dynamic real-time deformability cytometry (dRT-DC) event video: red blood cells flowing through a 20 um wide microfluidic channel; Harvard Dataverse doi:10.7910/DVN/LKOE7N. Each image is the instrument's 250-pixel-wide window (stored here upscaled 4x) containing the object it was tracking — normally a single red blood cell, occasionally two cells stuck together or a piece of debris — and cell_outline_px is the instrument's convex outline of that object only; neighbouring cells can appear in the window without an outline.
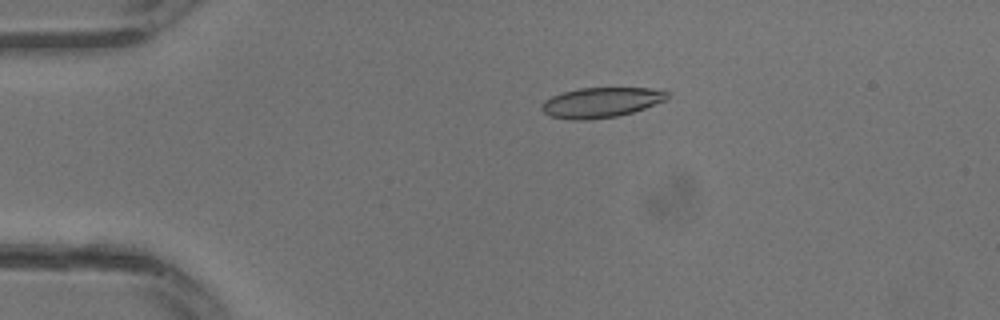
{"species": "common noctule bat (a hibernating species)", "species_latin": "Nyctalus noctula", "temperature_condition": "warm", "stored_images_in_passage": 10, "camera_frame_rate_fps": 3000, "um_per_image_px": 0.085, "animal": {"sex": "male", "body_mass_g": 13.3}, "frame": {"image": 1, "passage_image": 3, "time_ms": 0.667, "image_size_px": [1000, 320], "cell_outline_px": [[668, 100], [632, 112], [616, 116], [588, 120], [572, 120], [548, 116], [540, 108], [540, 104], [544, 100], [552, 96], [564, 92], [580, 88], [652, 88], [668, 92]], "centroid_in_image_um": [51.07, 8.71], "position_along_channel_um": 33.9, "area_um2": 22.08}}
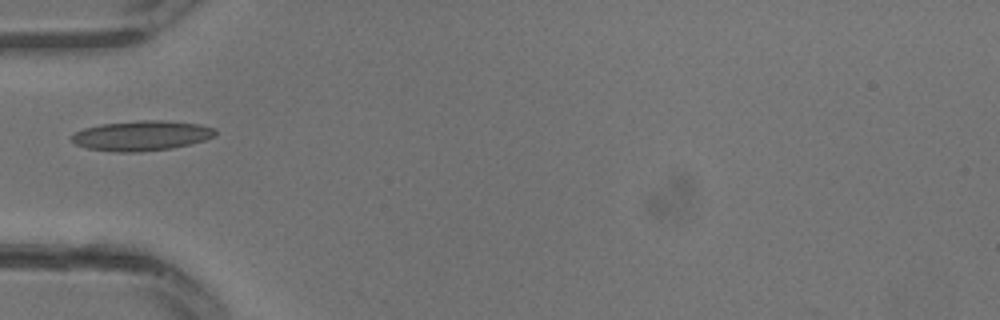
{"frame": {"image": 2, "passage_image": 7, "time_ms": 2.0, "image_size_px": [1000, 320], "cell_outline_px": [[216, 136], [204, 140], [172, 148], [140, 152], [112, 152], [88, 148], [76, 144], [72, 140], [72, 136], [76, 132], [84, 128], [100, 124], [140, 120], [164, 120], [200, 124], [216, 128]], "centroid_in_image_um": [12.06, 11.53], "position_along_channel_um": 72.9, "area_um2": 25.14}}
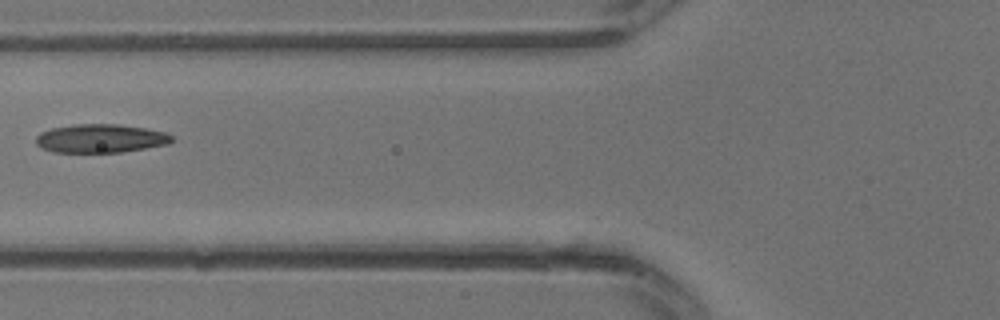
{"frame": {"image": 3, "passage_image": 9, "time_ms": 2.667, "image_size_px": [1000, 320], "cell_outline_px": [[172, 140], [168, 144], [120, 152], [56, 152], [40, 148], [36, 144], [36, 136], [40, 132], [52, 128], [72, 124], [120, 124], [144, 128], [164, 132], [172, 136]], "centroid_in_image_um": [8.5, 11.76], "position_along_channel_um": 117.3, "area_um2": 22.54}}